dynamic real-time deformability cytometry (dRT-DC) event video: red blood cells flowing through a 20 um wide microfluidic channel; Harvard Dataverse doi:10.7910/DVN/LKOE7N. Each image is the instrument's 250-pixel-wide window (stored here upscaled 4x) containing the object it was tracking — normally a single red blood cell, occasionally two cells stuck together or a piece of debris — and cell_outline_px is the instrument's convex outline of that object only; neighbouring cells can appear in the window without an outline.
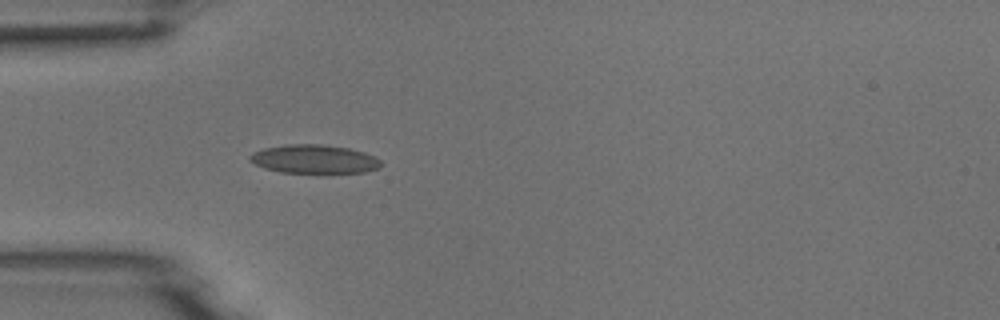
{"species": "common noctule bat (a hibernating species)", "species_latin": "Nyctalus noctula", "temperature_condition": "room temperature", "stored_images_in_passage": 32, "camera_frame_rate_fps": 3000, "um_per_image_px": 0.085, "animal": {"sex": "male", "body_mass_g": 18.8}, "frame": {"image": 1, "passage_image": 1, "time_ms": 0.0, "image_size_px": [1000, 320], "cell_outline_px": [[384, 164], [380, 168], [364, 172], [280, 172], [264, 168], [248, 160], [248, 156], [252, 152], [264, 148], [288, 144], [320, 144], [348, 148], [364, 152], [380, 160]], "centroid_in_image_um": [26.69, 13.52], "position_along_channel_um": 58.3, "area_um2": 21.79}}
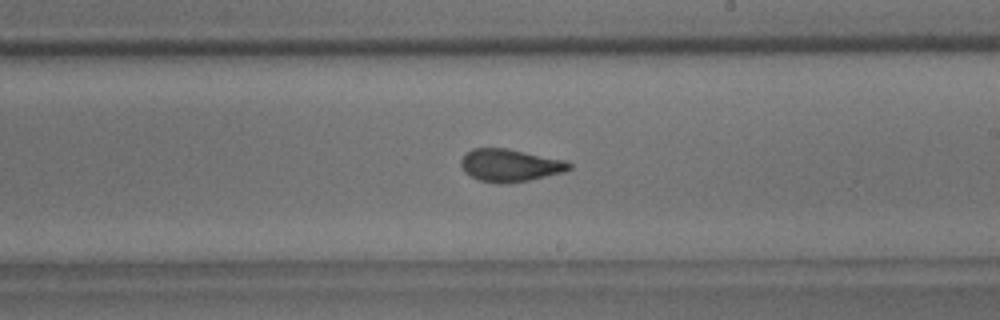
{"frame": {"image": 2, "passage_image": 16, "time_ms": 5.0, "image_size_px": [1000, 320], "cell_outline_px": [[572, 168], [564, 172], [528, 180], [508, 184], [496, 184], [480, 180], [464, 172], [460, 164], [460, 160], [472, 148], [508, 148], [568, 160], [572, 164]], "centroid_in_image_um": [43.38, 14.05], "position_along_channel_um": 245.6, "area_um2": 20.81}}
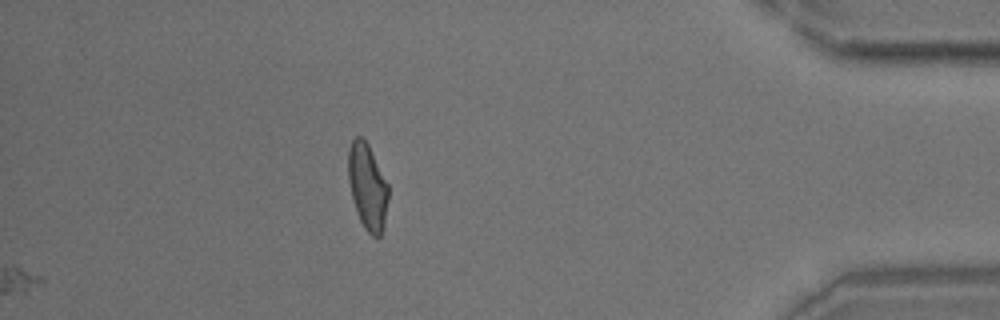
{"frame": {"image": 3, "passage_image": 32, "time_ms": 10.333, "image_size_px": [1000, 320], "cell_outline_px": [[388, 200], [384, 228], [380, 236], [372, 236], [364, 228], [360, 220], [352, 196], [348, 180], [348, 152], [352, 140], [356, 136], [360, 136], [368, 144], [388, 184]], "centroid_in_image_um": [31.24, 15.87], "position_along_channel_um": 404.0, "area_um2": 19.94}}